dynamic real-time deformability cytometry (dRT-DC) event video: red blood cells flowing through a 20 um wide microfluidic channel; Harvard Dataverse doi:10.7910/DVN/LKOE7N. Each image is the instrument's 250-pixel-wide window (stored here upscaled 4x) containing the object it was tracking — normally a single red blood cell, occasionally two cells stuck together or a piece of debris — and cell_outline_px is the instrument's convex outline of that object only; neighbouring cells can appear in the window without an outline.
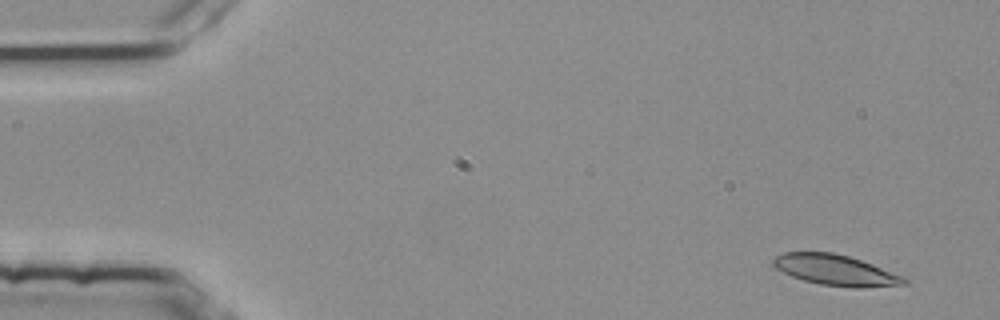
{"species": "common noctule bat (a hibernating species)", "species_latin": "Nyctalus noctula", "temperature_condition": "room temperature", "stored_images_in_passage": 4, "camera_frame_rate_fps": 3000, "um_per_image_px": 0.085, "animal": {"sex": "female", "body_mass_g": 25.1}, "frame": {"image": 1, "passage_image": 1, "time_ms": 0.0, "image_size_px": [1000, 320], "cell_outline_px": [[908, 284], [860, 288], [856, 288], [820, 284], [804, 280], [792, 276], [776, 268], [772, 264], [772, 260], [776, 256], [784, 252], [832, 252], [848, 256], [908, 276]], "centroid_in_image_um": [71.1, 22.96], "position_along_channel_um": 13.9, "area_um2": 23.52}}